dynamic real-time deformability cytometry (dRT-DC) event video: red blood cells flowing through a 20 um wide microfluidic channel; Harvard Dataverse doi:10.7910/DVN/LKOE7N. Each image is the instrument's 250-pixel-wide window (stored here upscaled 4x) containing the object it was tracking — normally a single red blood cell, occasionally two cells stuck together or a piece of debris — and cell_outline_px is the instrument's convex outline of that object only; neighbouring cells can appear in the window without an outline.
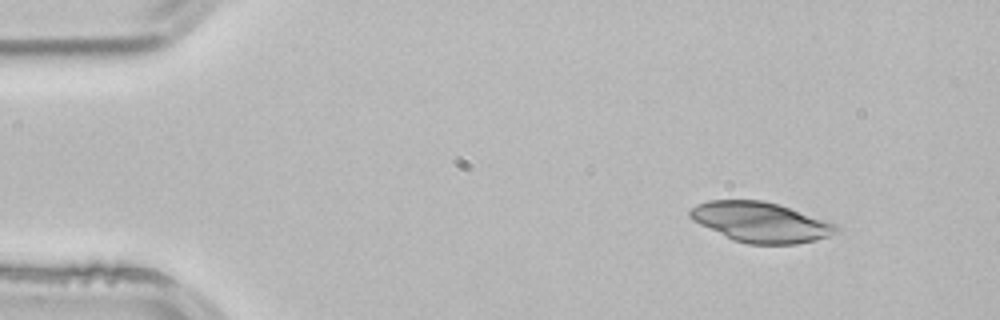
{"species": "common noctule bat (a hibernating species)", "species_latin": "Nyctalus noctula", "temperature_condition": "room temperature", "stored_images_in_passage": 3, "camera_frame_rate_fps": 3000, "um_per_image_px": 0.085, "animal": {"sex": "male", "body_mass_g": 21.5, "forearm_length_mm": 52.0}, "frame": {"image": 1, "passage_image": 2, "time_ms": 0.333, "image_size_px": [1000, 320], "cell_outline_px": [[840, 232], [816, 240], [796, 244], [748, 244], [732, 240], [700, 224], [688, 216], [688, 212], [696, 204], [708, 200], [764, 200], [836, 224], [840, 228]], "centroid_in_image_um": [64.64, 18.89], "position_along_channel_um": 20.4, "area_um2": 33.93}}